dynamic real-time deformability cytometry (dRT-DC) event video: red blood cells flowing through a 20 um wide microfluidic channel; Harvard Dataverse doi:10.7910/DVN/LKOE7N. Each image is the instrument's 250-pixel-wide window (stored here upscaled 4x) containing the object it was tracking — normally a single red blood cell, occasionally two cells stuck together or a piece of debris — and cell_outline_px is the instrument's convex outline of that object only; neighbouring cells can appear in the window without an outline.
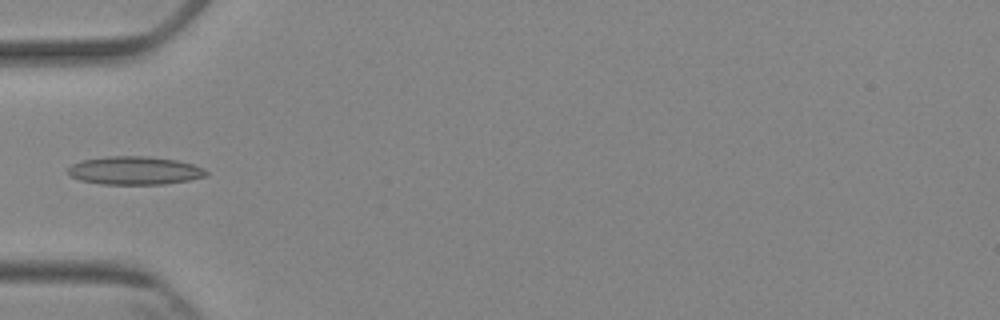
{"species": "Egyptian fruit bat (a non-hibernating species)", "species_latin": "Rousettus aegyptiacus", "temperature_condition": "cold", "stored_images_in_passage": 6, "camera_frame_rate_fps": 3000, "um_per_image_px": 0.085, "animal": {"sex": "female"}, "frame": {"image": 1, "passage_image": 6, "time_ms": 5.667, "image_size_px": [1000, 320], "cell_outline_px": [[208, 176], [188, 180], [164, 184], [100, 184], [80, 180], [68, 176], [68, 168], [72, 164], [80, 160], [108, 156], [148, 156], [176, 160], [192, 164], [204, 168], [208, 172]], "centroid_in_image_um": [11.43, 14.49], "position_along_channel_um": 73.6, "area_um2": 22.89}}